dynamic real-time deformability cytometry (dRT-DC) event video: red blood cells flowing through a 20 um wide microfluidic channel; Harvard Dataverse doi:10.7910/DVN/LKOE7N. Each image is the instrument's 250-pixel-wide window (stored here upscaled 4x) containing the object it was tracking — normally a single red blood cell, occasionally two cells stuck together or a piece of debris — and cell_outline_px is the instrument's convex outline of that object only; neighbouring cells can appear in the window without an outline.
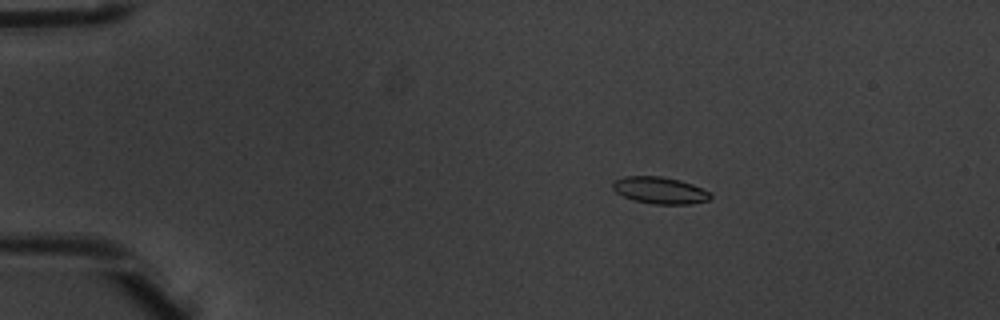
{"species": "common noctule bat (a hibernating species)", "species_latin": "Nyctalus noctula", "temperature_condition": "warm", "stored_images_in_passage": 6, "segment_of_instrument_passage": [1, 2], "camera_frame_rate_fps": 3000, "um_per_image_px": 0.085, "animal": {"sex": "male", "body_mass_g": 20.1, "forearm_length_mm": 53.5}, "frame": {"image": 1, "passage_image": 3, "time_ms": 0.667, "image_size_px": [1000, 320], "cell_outline_px": [[712, 196], [708, 200], [692, 204], [652, 204], [632, 200], [616, 192], [612, 188], [612, 184], [616, 180], [624, 176], [660, 176], [680, 180], [692, 184], [708, 192]], "centroid_in_image_um": [56.06, 16.18], "position_along_channel_um": 28.9, "area_um2": 15.2}}